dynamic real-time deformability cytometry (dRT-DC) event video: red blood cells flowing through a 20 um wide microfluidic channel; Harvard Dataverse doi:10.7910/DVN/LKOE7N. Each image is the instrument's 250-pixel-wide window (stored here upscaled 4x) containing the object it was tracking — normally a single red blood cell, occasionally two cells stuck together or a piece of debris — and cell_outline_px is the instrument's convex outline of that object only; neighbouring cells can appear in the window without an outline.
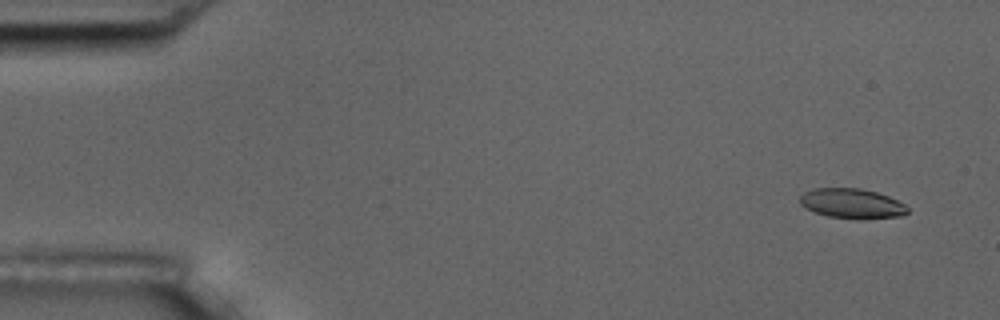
{"species": "common noctule bat (a hibernating species)", "species_latin": "Nyctalus noctula", "temperature_condition": "room temperature", "stored_images_in_passage": 5, "camera_frame_rate_fps": 3000, "um_per_image_px": 0.085, "animal": {"sex": "male", "body_mass_g": 17.5, "forearm_length_mm": 52.3}, "frame": {"image": 1, "passage_image": 1, "time_ms": 0.0, "image_size_px": [1000, 320], "cell_outline_px": [[908, 212], [900, 216], [860, 220], [856, 220], [828, 216], [804, 208], [800, 204], [800, 196], [804, 192], [812, 188], [860, 188], [876, 192], [888, 196], [904, 204], [908, 208]], "centroid_in_image_um": [72.39, 17.31], "position_along_channel_um": 12.6, "area_um2": 18.9}}
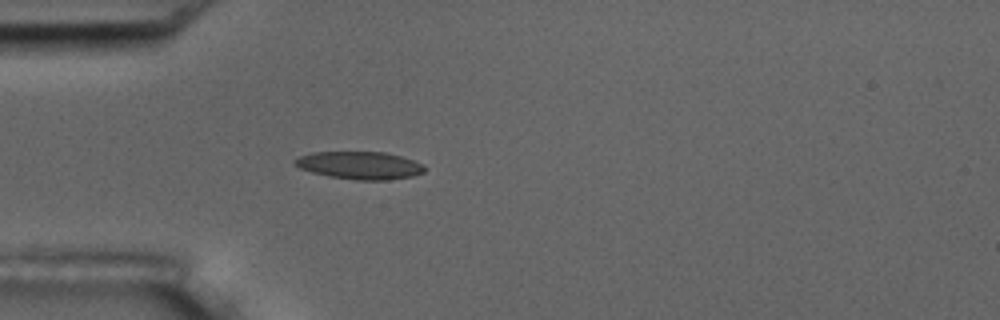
{"frame": {"image": 2, "passage_image": 5, "time_ms": 1.333, "image_size_px": [1000, 320], "cell_outline_px": [[424, 172], [412, 176], [388, 180], [356, 180], [328, 176], [312, 172], [300, 168], [292, 164], [292, 160], [300, 156], [312, 152], [384, 152], [400, 156], [424, 164]], "centroid_in_image_um": [30.55, 14.05], "position_along_channel_um": 54.5, "area_um2": 20.92}}